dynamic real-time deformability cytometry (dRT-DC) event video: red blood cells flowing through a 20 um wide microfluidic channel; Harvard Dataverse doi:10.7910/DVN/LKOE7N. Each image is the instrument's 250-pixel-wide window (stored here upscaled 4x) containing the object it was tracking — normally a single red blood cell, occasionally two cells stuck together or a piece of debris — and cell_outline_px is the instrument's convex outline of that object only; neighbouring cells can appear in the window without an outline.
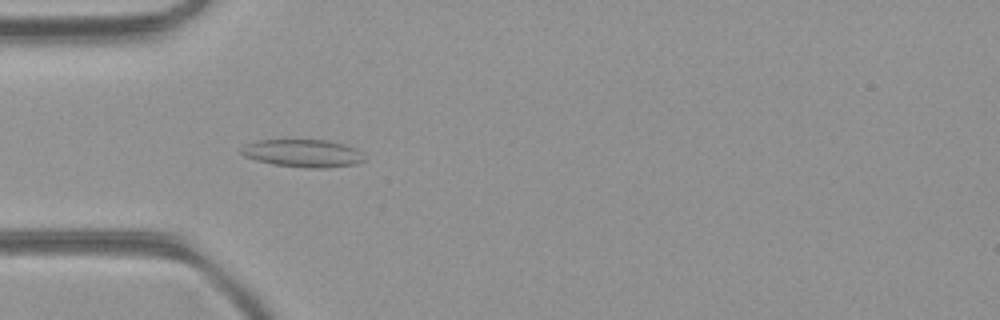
{"species": "common noctule bat (a hibernating species)", "species_latin": "Nyctalus noctula", "temperature_condition": "room temperature", "stored_images_in_passage": 38, "camera_frame_rate_fps": 3000, "um_per_image_px": 0.085, "animal": {"sex": "female", "body_mass_g": 21.9}, "frame": {"image": 1, "passage_image": 4, "time_ms": 1.0, "image_size_px": [1000, 320], "cell_outline_px": [[368, 156], [364, 160], [356, 164], [324, 168], [304, 168], [272, 164], [256, 160], [244, 156], [240, 152], [240, 148], [256, 140], [328, 140], [344, 144], [356, 148]], "centroid_in_image_um": [25.79, 13.03], "position_along_channel_um": 59.2, "area_um2": 20.11}}
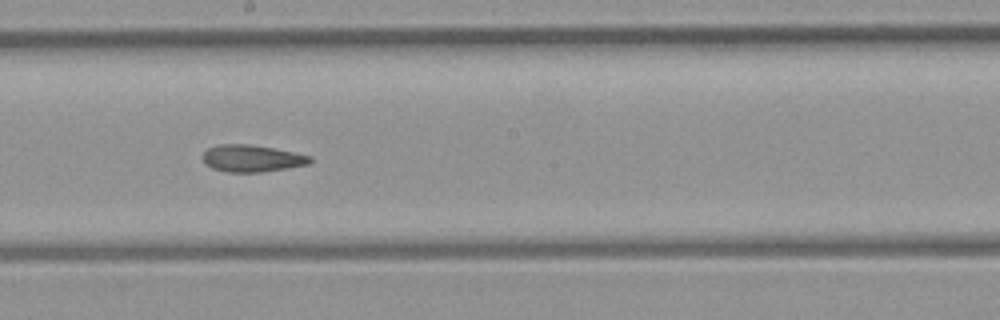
{"frame": {"image": 2, "passage_image": 16, "time_ms": 5.0, "image_size_px": [1000, 320], "cell_outline_px": [[312, 160], [308, 164], [288, 168], [260, 172], [228, 172], [212, 168], [204, 164], [200, 156], [208, 148], [220, 144], [248, 144], [296, 152], [312, 156]], "centroid_in_image_um": [21.38, 13.46], "position_along_channel_um": 226.8, "area_um2": 16.99}}
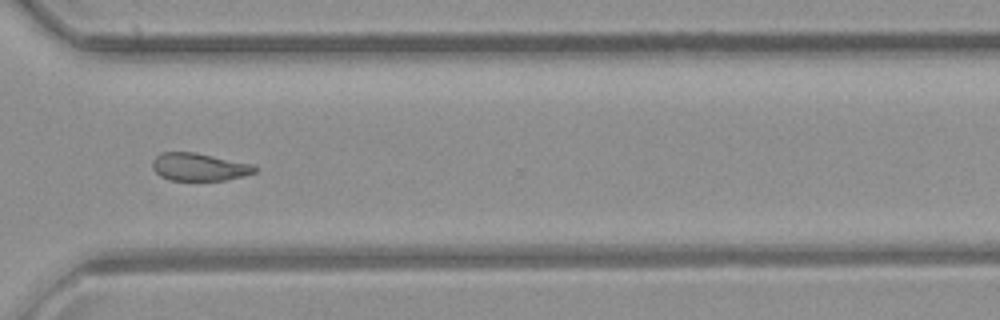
{"frame": {"image": 3, "passage_image": 25, "time_ms": 8.0, "image_size_px": [1000, 320], "cell_outline_px": [[260, 168], [256, 172], [244, 176], [224, 180], [168, 180], [160, 176], [152, 168], [152, 160], [160, 152], [196, 152], [252, 164]], "centroid_in_image_um": [16.93, 14.18], "position_along_channel_um": 353.7, "area_um2": 16.7}, "authors_computed_cell_mechanics": {"area_um2": 17.4556, "velocity_mm_per_s": 4.2376, "shape_relaxation_time_tau1_ms": null, "shape_relaxation_time_tau2_ms": 4.8809, "deformation_change_tau1": null, "deformation_change_tau2": 0.0981}}